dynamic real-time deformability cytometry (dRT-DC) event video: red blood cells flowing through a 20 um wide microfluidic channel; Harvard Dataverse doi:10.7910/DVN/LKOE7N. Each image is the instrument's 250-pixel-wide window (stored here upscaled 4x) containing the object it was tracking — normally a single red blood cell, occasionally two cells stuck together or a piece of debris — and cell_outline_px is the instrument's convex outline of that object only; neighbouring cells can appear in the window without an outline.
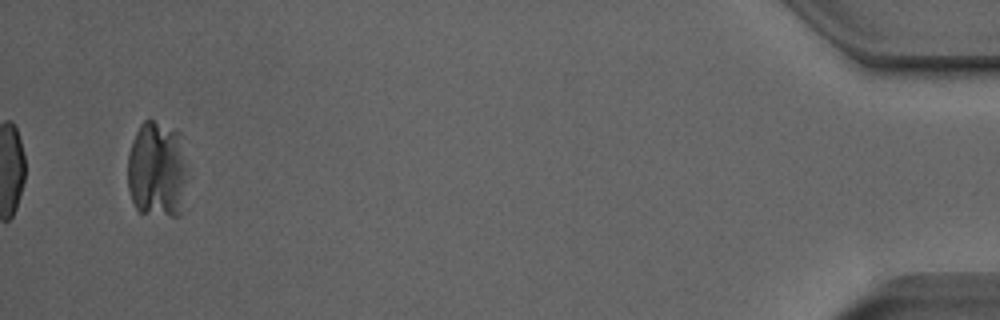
{"species": "Egyptian fruit bat (a non-hibernating species)", "species_latin": "Rousettus aegyptiacus", "temperature_condition": "room temperature", "stored_images_in_passage": 36, "camera_frame_rate_fps": 3000, "um_per_image_px": 0.085, "animal": {"sex": "male"}, "frame": {"image": 1, "passage_image": 36, "time_ms": 11.667, "image_size_px": [1000, 320], "cell_outline_px": [[184, 212], [180, 216], [172, 216], [140, 212], [136, 208], [132, 200], [128, 188], [128, 152], [132, 140], [140, 124], [148, 116], [180, 132], [184, 160]], "centroid_in_image_um": [13.32, 14.4], "position_along_channel_um": 421.9, "area_um2": 34.04}}